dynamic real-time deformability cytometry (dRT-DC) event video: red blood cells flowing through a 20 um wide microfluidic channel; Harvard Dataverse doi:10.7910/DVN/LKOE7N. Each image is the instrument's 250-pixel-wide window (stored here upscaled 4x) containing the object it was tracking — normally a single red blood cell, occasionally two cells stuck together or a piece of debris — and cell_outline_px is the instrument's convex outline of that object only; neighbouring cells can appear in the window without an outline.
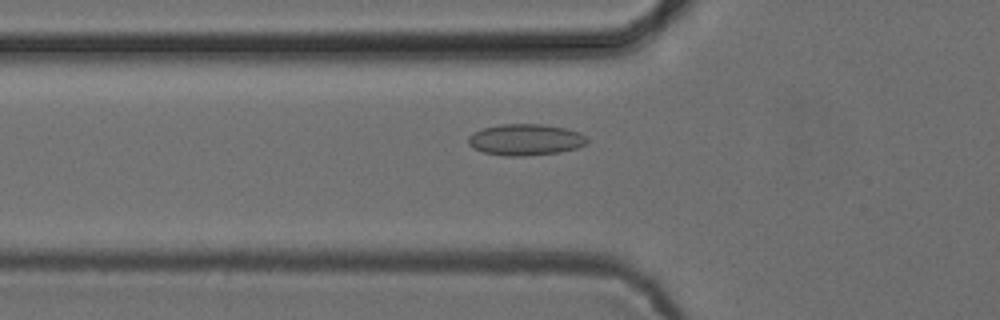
{"species": "common noctule bat (a hibernating species)", "species_latin": "Nyctalus noctula", "temperature_condition": "cold", "stored_images_in_passage": 54, "camera_frame_rate_fps": 3000, "um_per_image_px": 0.085, "animal": {"sex": "female", "body_mass_g": 24.6, "forearm_length_mm": 56.2}, "frame": {"image": 1, "passage_image": 19, "time_ms": 6.0, "image_size_px": [1000, 320], "cell_outline_px": [[588, 144], [576, 148], [560, 152], [524, 156], [504, 156], [484, 152], [472, 148], [468, 144], [468, 136], [484, 128], [500, 124], [540, 124], [564, 128], [580, 132], [588, 140]], "centroid_in_image_um": [44.67, 11.88], "position_along_channel_um": 81.1, "area_um2": 21.68}}
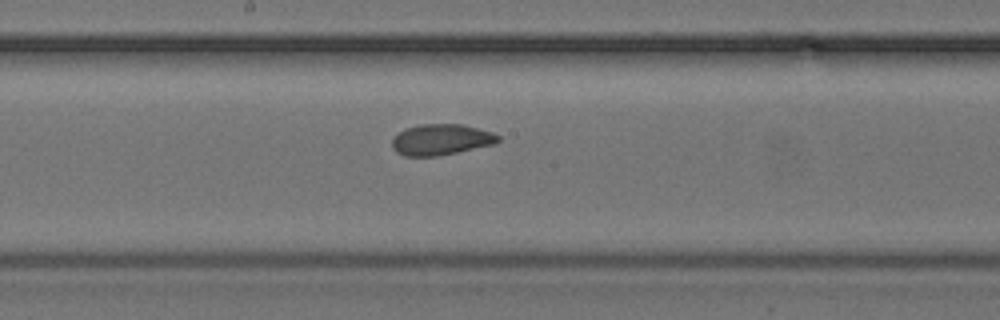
{"frame": {"image": 2, "passage_image": 29, "time_ms": 9.333, "image_size_px": [1000, 320], "cell_outline_px": [[500, 140], [496, 144], [436, 156], [404, 156], [396, 152], [392, 148], [392, 140], [404, 128], [420, 124], [464, 124], [492, 132], [500, 136]], "centroid_in_image_um": [37.5, 11.86], "position_along_channel_um": 210.7, "area_um2": 19.19}}
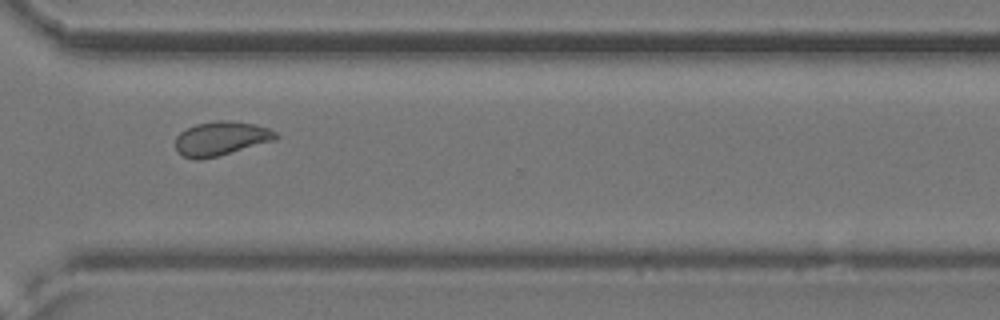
{"frame": {"image": 3, "passage_image": 40, "time_ms": 13.0, "image_size_px": [1000, 320], "cell_outline_px": [[280, 136], [276, 140], [220, 156], [200, 160], [196, 160], [184, 156], [176, 148], [176, 136], [180, 132], [196, 124], [216, 120], [228, 120], [256, 124], [268, 128], [276, 132]], "centroid_in_image_um": [18.83, 11.77], "position_along_channel_um": 351.8, "area_um2": 20.11}, "authors_computed_cell_mechanics": {"area_um2": 20.2878, "velocity_mm_per_s": 3.8564, "shape_relaxation_time_tau1_ms": null, "shape_relaxation_time_tau2_ms": 1.2367, "deformation_change_tau1": null, "deformation_change_tau2": 0.0558}}